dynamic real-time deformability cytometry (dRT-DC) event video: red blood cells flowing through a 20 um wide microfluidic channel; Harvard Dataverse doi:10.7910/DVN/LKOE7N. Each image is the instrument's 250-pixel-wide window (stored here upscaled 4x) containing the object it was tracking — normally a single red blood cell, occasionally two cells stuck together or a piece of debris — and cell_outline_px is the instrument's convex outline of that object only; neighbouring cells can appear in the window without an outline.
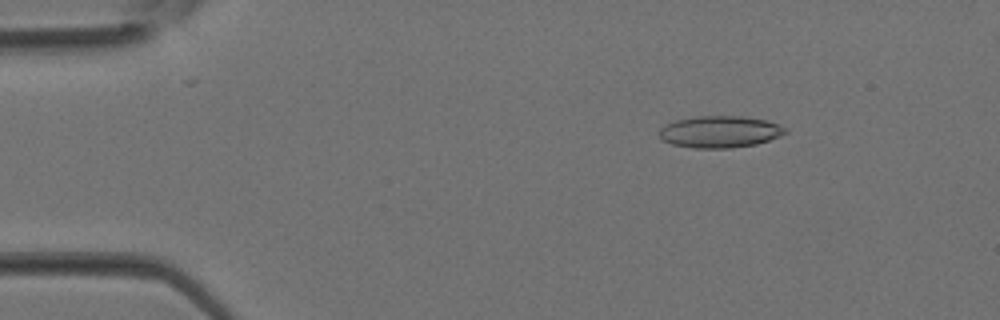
{"species": "Egyptian fruit bat (a non-hibernating species)", "species_latin": "Rousettus aegyptiacus", "temperature_condition": "room temperature", "stored_images_in_passage": 4, "camera_frame_rate_fps": 3000, "um_per_image_px": 0.085, "animal": {"sex": "female"}, "frame": {"image": 1, "passage_image": 2, "time_ms": 0.333, "image_size_px": [1000, 320], "cell_outline_px": [[788, 132], [780, 136], [756, 144], [732, 148], [696, 148], [672, 144], [660, 140], [660, 128], [664, 124], [676, 120], [696, 116], [744, 116], [764, 120], [780, 124], [788, 128]], "centroid_in_image_um": [61.2, 11.2], "position_along_channel_um": 23.8, "area_um2": 23.52}}
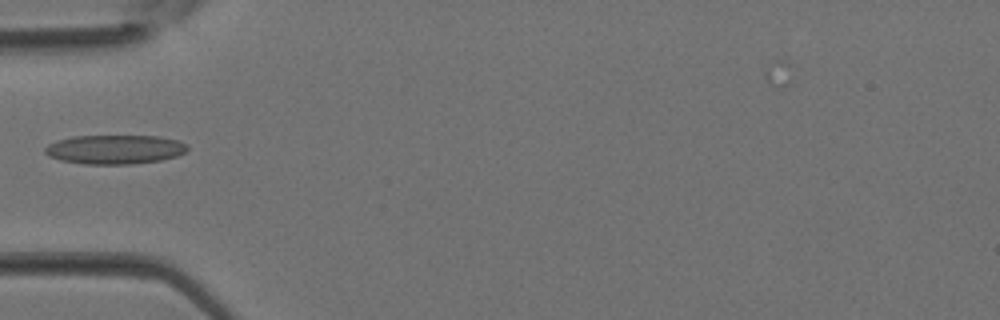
{"frame": {"image": 2, "passage_image": 4, "time_ms": 1.0, "image_size_px": [1000, 320], "cell_outline_px": [[188, 148], [184, 152], [176, 156], [160, 160], [132, 164], [84, 164], [60, 160], [48, 156], [44, 152], [44, 148], [48, 144], [56, 140], [72, 136], [160, 136], [180, 140], [188, 144]], "centroid_in_image_um": [9.75, 12.69], "position_along_channel_um": 75.3, "area_um2": 24.39}}